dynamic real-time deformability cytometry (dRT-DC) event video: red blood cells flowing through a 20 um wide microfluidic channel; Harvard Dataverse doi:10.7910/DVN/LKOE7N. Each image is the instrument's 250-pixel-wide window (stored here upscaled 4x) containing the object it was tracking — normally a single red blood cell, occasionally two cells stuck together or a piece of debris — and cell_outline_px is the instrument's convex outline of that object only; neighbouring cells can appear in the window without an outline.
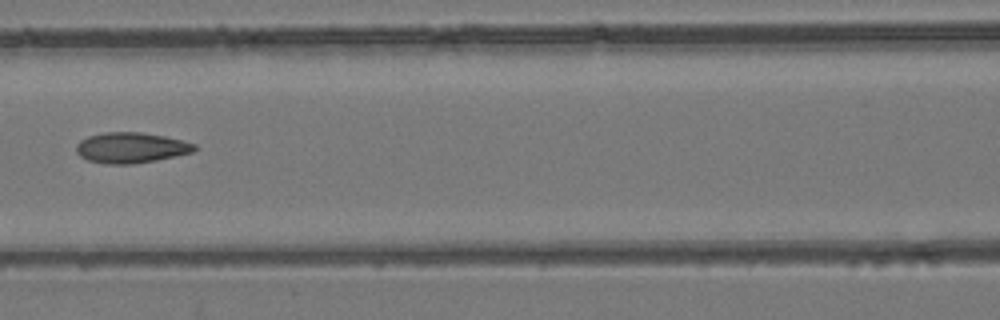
{"species": "common noctule bat (a hibernating species)", "species_latin": "Nyctalus noctula", "temperature_condition": "room temperature", "stored_images_in_passage": 3, "camera_frame_rate_fps": 3000, "um_per_image_px": 0.085, "animal": {"sex": "female", "body_mass_g": 24.6, "forearm_length_mm": 56.2}, "frame": {"image": 1, "passage_image": 3, "time_ms": 2.333, "image_size_px": [1000, 320], "cell_outline_px": [[196, 148], [192, 152], [176, 156], [156, 160], [132, 164], [104, 164], [88, 160], [80, 156], [76, 152], [76, 144], [80, 140], [88, 136], [104, 132], [140, 132], [164, 136], [196, 144]], "centroid_in_image_um": [11.1, 12.56], "position_along_channel_um": 155.5, "area_um2": 21.04}}